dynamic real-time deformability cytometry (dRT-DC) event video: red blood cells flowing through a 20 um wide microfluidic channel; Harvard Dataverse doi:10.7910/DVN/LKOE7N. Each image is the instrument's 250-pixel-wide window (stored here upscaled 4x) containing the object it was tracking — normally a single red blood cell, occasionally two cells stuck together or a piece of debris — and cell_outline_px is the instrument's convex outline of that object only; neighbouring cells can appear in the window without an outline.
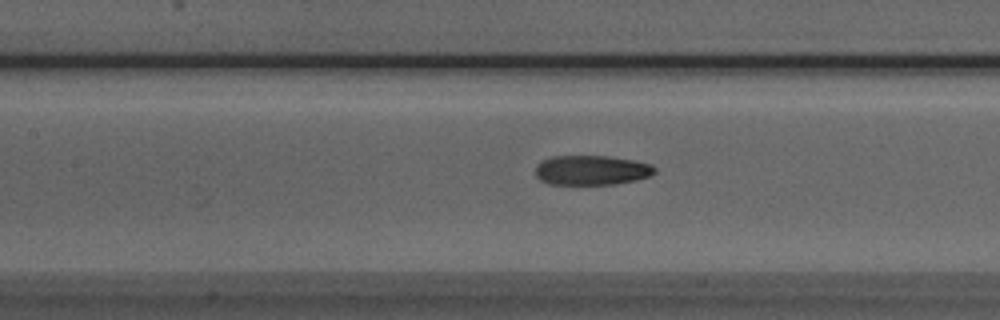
{"species": "Egyptian fruit bat (a non-hibernating species)", "species_latin": "Rousettus aegyptiacus", "temperature_condition": "room temperature", "stored_images_in_passage": 39, "camera_frame_rate_fps": 3000, "um_per_image_px": 0.085, "animal": {"sex": "male"}, "frame": {"image": 1, "passage_image": 22, "time_ms": 7.0, "image_size_px": [1000, 320], "cell_outline_px": [[656, 172], [648, 176], [636, 180], [616, 184], [548, 184], [540, 180], [536, 176], [536, 164], [540, 160], [552, 156], [608, 156], [632, 160], [652, 164], [656, 168]], "centroid_in_image_um": [50.26, 14.46], "position_along_channel_um": 157.1, "area_um2": 20.75}}
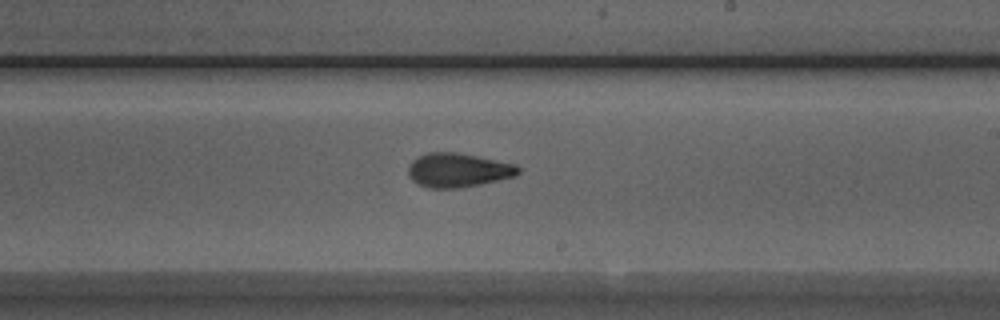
{"frame": {"image": 2, "passage_image": 29, "time_ms": 9.333, "image_size_px": [1000, 320], "cell_outline_px": [[520, 172], [516, 176], [480, 184], [460, 188], [428, 188], [416, 184], [408, 176], [408, 168], [412, 160], [416, 156], [428, 152], [456, 152], [516, 164], [520, 168]], "centroid_in_image_um": [38.9, 14.46], "position_along_channel_um": 250.1, "area_um2": 22.02}}
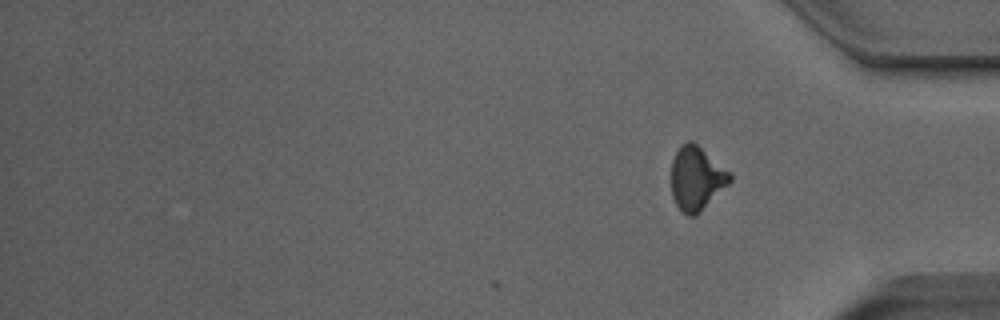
{"frame": {"image": 3, "passage_image": 39, "time_ms": 12.667, "image_size_px": [1000, 320], "cell_outline_px": [[732, 180], [696, 216], [688, 216], [676, 204], [672, 196], [672, 160], [680, 144], [688, 140], [692, 140], [732, 172]], "centroid_in_image_um": [59.22, 15.13], "position_along_channel_um": 376.0, "area_um2": 21.85}, "authors_computed_cell_mechanics": {"area_um2": 21.2704, "velocity_mm_per_s": 3.9975, "shape_relaxation_time_tau1_ms": 4.8914, "shape_relaxation_time_tau2_ms": 2.3743, "deformation_change_tau1": 0.1751, "deformation_change_tau2": 0.0995}}